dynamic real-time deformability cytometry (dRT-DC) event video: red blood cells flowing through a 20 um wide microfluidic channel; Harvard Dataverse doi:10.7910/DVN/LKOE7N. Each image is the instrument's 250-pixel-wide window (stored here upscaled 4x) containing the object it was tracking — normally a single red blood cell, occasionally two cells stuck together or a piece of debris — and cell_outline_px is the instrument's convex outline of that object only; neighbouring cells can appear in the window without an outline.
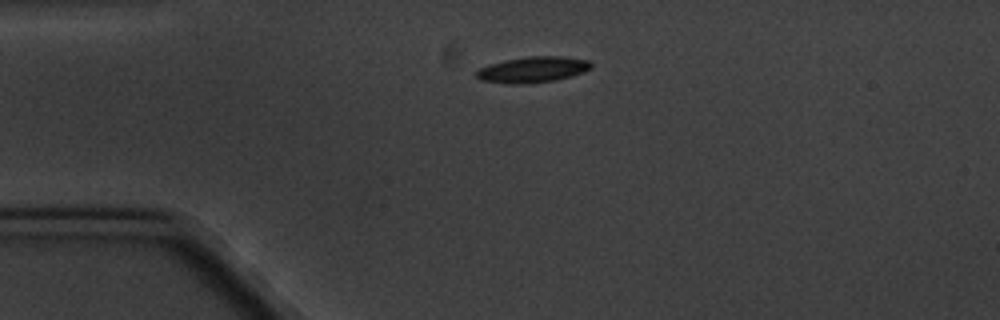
{"species": "common noctule bat (a hibernating species)", "species_latin": "Nyctalus noctula", "temperature_condition": "cold", "stored_images_in_passage": 2, "camera_frame_rate_fps": 3000, "um_per_image_px": 0.085, "animal": {"sex": "male", "body_mass_g": 20.1, "forearm_length_mm": 53.5}, "frame": {"image": 1, "passage_image": 1, "time_ms": 0.0, "image_size_px": [1000, 320], "cell_outline_px": [[592, 68], [568, 76], [552, 80], [524, 84], [512, 84], [480, 80], [476, 76], [476, 72], [480, 68], [488, 64], [504, 60], [528, 56], [564, 56], [588, 60], [592, 64]], "centroid_in_image_um": [45.24, 5.9], "position_along_channel_um": 39.8, "area_um2": 17.11}}